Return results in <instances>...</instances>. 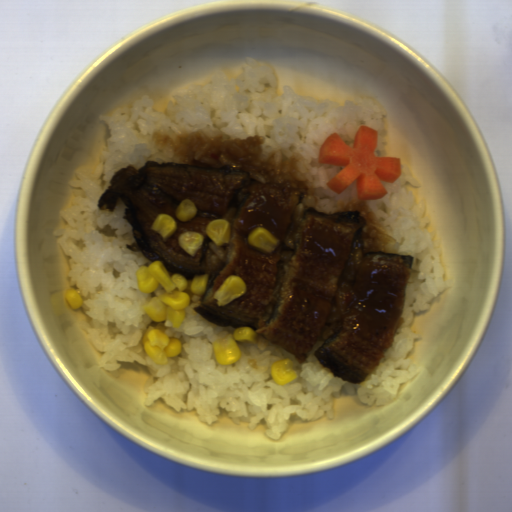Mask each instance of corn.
Instances as JSON below:
<instances>
[{
	"instance_id": "51d56268",
	"label": "corn",
	"mask_w": 512,
	"mask_h": 512,
	"mask_svg": "<svg viewBox=\"0 0 512 512\" xmlns=\"http://www.w3.org/2000/svg\"><path fill=\"white\" fill-rule=\"evenodd\" d=\"M135 275L141 294L148 295L162 286L164 292L151 298L142 307L155 324L167 321L173 329L182 327L191 296H205L210 278L208 273L194 274L192 279L180 273H170L160 259L140 265Z\"/></svg>"
},
{
	"instance_id": "f1292c28",
	"label": "corn",
	"mask_w": 512,
	"mask_h": 512,
	"mask_svg": "<svg viewBox=\"0 0 512 512\" xmlns=\"http://www.w3.org/2000/svg\"><path fill=\"white\" fill-rule=\"evenodd\" d=\"M258 333L253 327L237 326L231 333L212 339L216 362L222 366H231L242 359V352L237 343L256 345Z\"/></svg>"
},
{
	"instance_id": "5cfa1b94",
	"label": "corn",
	"mask_w": 512,
	"mask_h": 512,
	"mask_svg": "<svg viewBox=\"0 0 512 512\" xmlns=\"http://www.w3.org/2000/svg\"><path fill=\"white\" fill-rule=\"evenodd\" d=\"M141 350L155 365H169V358L181 355L183 344L158 328H150L141 337Z\"/></svg>"
},
{
	"instance_id": "cfcad685",
	"label": "corn",
	"mask_w": 512,
	"mask_h": 512,
	"mask_svg": "<svg viewBox=\"0 0 512 512\" xmlns=\"http://www.w3.org/2000/svg\"><path fill=\"white\" fill-rule=\"evenodd\" d=\"M248 292L247 284L239 275L230 274L213 294L216 307L229 305L237 297Z\"/></svg>"
},
{
	"instance_id": "2b8c4276",
	"label": "corn",
	"mask_w": 512,
	"mask_h": 512,
	"mask_svg": "<svg viewBox=\"0 0 512 512\" xmlns=\"http://www.w3.org/2000/svg\"><path fill=\"white\" fill-rule=\"evenodd\" d=\"M247 242L257 250L266 254H272L280 244L281 240L264 226H258L252 229L248 234Z\"/></svg>"
},
{
	"instance_id": "79e197a2",
	"label": "corn",
	"mask_w": 512,
	"mask_h": 512,
	"mask_svg": "<svg viewBox=\"0 0 512 512\" xmlns=\"http://www.w3.org/2000/svg\"><path fill=\"white\" fill-rule=\"evenodd\" d=\"M273 382L277 385L288 384L298 377L291 358H283L273 362L268 368Z\"/></svg>"
},
{
	"instance_id": "30e3d8cc",
	"label": "corn",
	"mask_w": 512,
	"mask_h": 512,
	"mask_svg": "<svg viewBox=\"0 0 512 512\" xmlns=\"http://www.w3.org/2000/svg\"><path fill=\"white\" fill-rule=\"evenodd\" d=\"M208 237L216 246L228 244L231 238V224L229 220L217 218L209 222L204 229Z\"/></svg>"
},
{
	"instance_id": "6a14855c",
	"label": "corn",
	"mask_w": 512,
	"mask_h": 512,
	"mask_svg": "<svg viewBox=\"0 0 512 512\" xmlns=\"http://www.w3.org/2000/svg\"><path fill=\"white\" fill-rule=\"evenodd\" d=\"M149 229L158 232L163 242H166L178 230V223L169 214L160 213L156 216Z\"/></svg>"
},
{
	"instance_id": "42891da5",
	"label": "corn",
	"mask_w": 512,
	"mask_h": 512,
	"mask_svg": "<svg viewBox=\"0 0 512 512\" xmlns=\"http://www.w3.org/2000/svg\"><path fill=\"white\" fill-rule=\"evenodd\" d=\"M204 236L201 233L186 231L178 235L177 243L189 255L195 257L197 250L203 245Z\"/></svg>"
},
{
	"instance_id": "a0e27810",
	"label": "corn",
	"mask_w": 512,
	"mask_h": 512,
	"mask_svg": "<svg viewBox=\"0 0 512 512\" xmlns=\"http://www.w3.org/2000/svg\"><path fill=\"white\" fill-rule=\"evenodd\" d=\"M197 213L198 209L194 202L186 197L176 206L174 210V217L179 222H187L194 219Z\"/></svg>"
},
{
	"instance_id": "3270194a",
	"label": "corn",
	"mask_w": 512,
	"mask_h": 512,
	"mask_svg": "<svg viewBox=\"0 0 512 512\" xmlns=\"http://www.w3.org/2000/svg\"><path fill=\"white\" fill-rule=\"evenodd\" d=\"M65 300L71 310L75 311L79 308L84 307V299H83L82 295L76 289L66 288Z\"/></svg>"
}]
</instances>
